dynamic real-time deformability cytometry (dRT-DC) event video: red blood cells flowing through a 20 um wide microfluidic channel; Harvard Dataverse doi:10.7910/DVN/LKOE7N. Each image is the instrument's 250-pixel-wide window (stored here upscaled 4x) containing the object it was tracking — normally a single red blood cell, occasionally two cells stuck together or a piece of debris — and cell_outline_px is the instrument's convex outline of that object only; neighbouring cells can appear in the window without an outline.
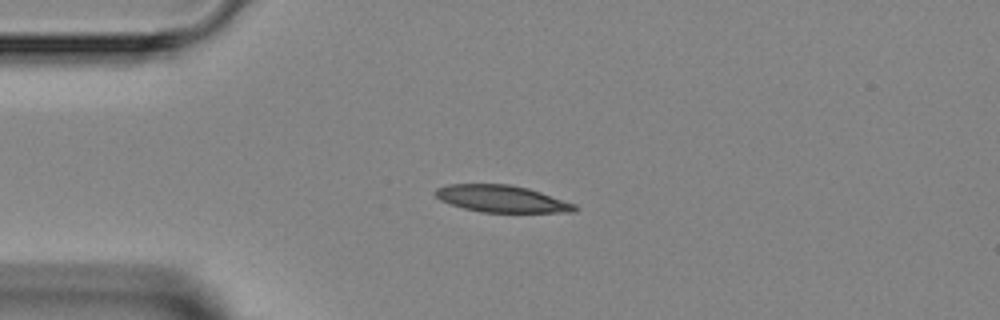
{"species": "Egyptian fruit bat (a non-hibernating species)", "species_latin": "Rousettus aegyptiacus", "temperature_condition": "room temperature", "stored_images_in_passage": 5, "camera_frame_rate_fps": 3000, "um_per_image_px": 0.085, "animal": {"sex": "female"}, "frame": {"image": 1, "passage_image": 3, "time_ms": 3.0, "image_size_px": [1000, 320], "cell_outline_px": [[580, 208], [576, 212], [480, 212], [464, 208], [440, 200], [432, 192], [436, 188], [448, 184], [508, 184], [528, 188], [576, 204]], "centroid_in_image_um": [42.65, 16.9], "position_along_channel_um": 42.4, "area_um2": 21.91}}
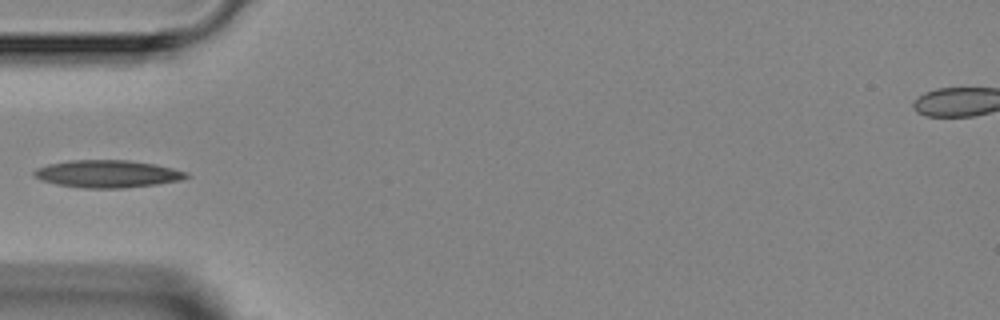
{"frame": {"image": 2, "passage_image": 4, "time_ms": 4.333, "image_size_px": [1000, 320], "cell_outline_px": [[192, 176], [180, 180], [156, 184], [124, 188], [84, 188], [56, 184], [40, 180], [32, 172], [36, 168], [48, 164], [68, 160], [128, 160], [156, 164], [188, 172]], "centroid_in_image_um": [9.14, 14.77], "position_along_channel_um": 75.9, "area_um2": 24.45}}
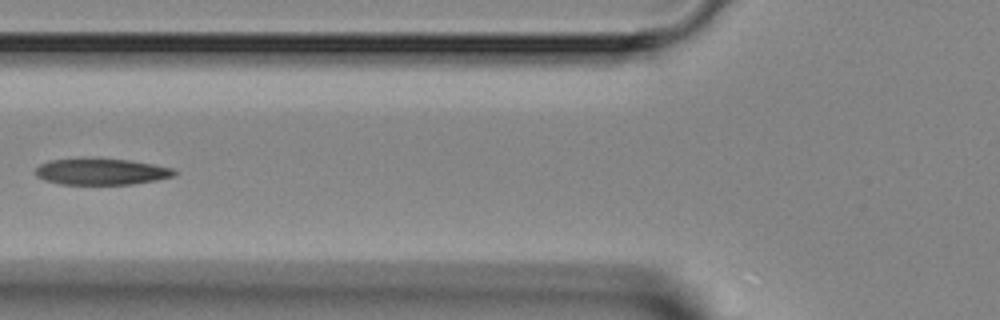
{"frame": {"image": 3, "passage_image": 5, "time_ms": 5.333, "image_size_px": [1000, 320], "cell_outline_px": [[176, 176], [156, 180], [132, 184], [60, 184], [44, 180], [36, 176], [36, 168], [40, 164], [48, 160], [128, 160], [152, 164], [172, 168], [176, 172]], "centroid_in_image_um": [8.62, 14.62], "position_along_channel_um": 117.2, "area_um2": 20.69}}